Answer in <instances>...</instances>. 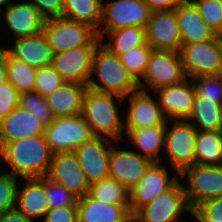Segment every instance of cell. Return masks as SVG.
<instances>
[{"label": "cell", "instance_id": "25", "mask_svg": "<svg viewBox=\"0 0 222 222\" xmlns=\"http://www.w3.org/2000/svg\"><path fill=\"white\" fill-rule=\"evenodd\" d=\"M78 222H129L133 216L125 205L107 204L89 194L78 198Z\"/></svg>", "mask_w": 222, "mask_h": 222}, {"label": "cell", "instance_id": "13", "mask_svg": "<svg viewBox=\"0 0 222 222\" xmlns=\"http://www.w3.org/2000/svg\"><path fill=\"white\" fill-rule=\"evenodd\" d=\"M98 46H80L54 55L51 66L65 82L88 85Z\"/></svg>", "mask_w": 222, "mask_h": 222}, {"label": "cell", "instance_id": "49", "mask_svg": "<svg viewBox=\"0 0 222 222\" xmlns=\"http://www.w3.org/2000/svg\"><path fill=\"white\" fill-rule=\"evenodd\" d=\"M10 3V0H0V6L5 5V7Z\"/></svg>", "mask_w": 222, "mask_h": 222}, {"label": "cell", "instance_id": "7", "mask_svg": "<svg viewBox=\"0 0 222 222\" xmlns=\"http://www.w3.org/2000/svg\"><path fill=\"white\" fill-rule=\"evenodd\" d=\"M179 180L167 191L157 195L153 201L139 209L134 215L135 222H175L186 211L191 214L184 187Z\"/></svg>", "mask_w": 222, "mask_h": 222}, {"label": "cell", "instance_id": "2", "mask_svg": "<svg viewBox=\"0 0 222 222\" xmlns=\"http://www.w3.org/2000/svg\"><path fill=\"white\" fill-rule=\"evenodd\" d=\"M122 102L125 98L116 94L97 92L87 89L82 115L91 126L96 137L103 134L118 141L122 138L124 124L119 117L118 106L114 99Z\"/></svg>", "mask_w": 222, "mask_h": 222}, {"label": "cell", "instance_id": "16", "mask_svg": "<svg viewBox=\"0 0 222 222\" xmlns=\"http://www.w3.org/2000/svg\"><path fill=\"white\" fill-rule=\"evenodd\" d=\"M130 107L124 122V131L128 135L133 130L153 126H166L158 101L147 91L138 89L129 94Z\"/></svg>", "mask_w": 222, "mask_h": 222}, {"label": "cell", "instance_id": "38", "mask_svg": "<svg viewBox=\"0 0 222 222\" xmlns=\"http://www.w3.org/2000/svg\"><path fill=\"white\" fill-rule=\"evenodd\" d=\"M45 196L49 209L60 207H77L78 197L66 187L45 176Z\"/></svg>", "mask_w": 222, "mask_h": 222}, {"label": "cell", "instance_id": "42", "mask_svg": "<svg viewBox=\"0 0 222 222\" xmlns=\"http://www.w3.org/2000/svg\"><path fill=\"white\" fill-rule=\"evenodd\" d=\"M19 95L9 82L0 84V122L19 106Z\"/></svg>", "mask_w": 222, "mask_h": 222}, {"label": "cell", "instance_id": "30", "mask_svg": "<svg viewBox=\"0 0 222 222\" xmlns=\"http://www.w3.org/2000/svg\"><path fill=\"white\" fill-rule=\"evenodd\" d=\"M106 34L111 39L110 43H101V45L118 57L146 44V28L139 26L121 28Z\"/></svg>", "mask_w": 222, "mask_h": 222}, {"label": "cell", "instance_id": "9", "mask_svg": "<svg viewBox=\"0 0 222 222\" xmlns=\"http://www.w3.org/2000/svg\"><path fill=\"white\" fill-rule=\"evenodd\" d=\"M186 78L179 52L153 50L143 77L144 82H139L138 87L146 91L145 87L148 85L155 91L161 87L181 83Z\"/></svg>", "mask_w": 222, "mask_h": 222}, {"label": "cell", "instance_id": "27", "mask_svg": "<svg viewBox=\"0 0 222 222\" xmlns=\"http://www.w3.org/2000/svg\"><path fill=\"white\" fill-rule=\"evenodd\" d=\"M196 165H222V132L198 130L195 142Z\"/></svg>", "mask_w": 222, "mask_h": 222}, {"label": "cell", "instance_id": "41", "mask_svg": "<svg viewBox=\"0 0 222 222\" xmlns=\"http://www.w3.org/2000/svg\"><path fill=\"white\" fill-rule=\"evenodd\" d=\"M191 214L199 222H222V197L200 203Z\"/></svg>", "mask_w": 222, "mask_h": 222}, {"label": "cell", "instance_id": "29", "mask_svg": "<svg viewBox=\"0 0 222 222\" xmlns=\"http://www.w3.org/2000/svg\"><path fill=\"white\" fill-rule=\"evenodd\" d=\"M166 126L146 127L131 131L127 137L129 140L145 153L143 157L152 162H161L160 149L164 146Z\"/></svg>", "mask_w": 222, "mask_h": 222}, {"label": "cell", "instance_id": "21", "mask_svg": "<svg viewBox=\"0 0 222 222\" xmlns=\"http://www.w3.org/2000/svg\"><path fill=\"white\" fill-rule=\"evenodd\" d=\"M11 49L4 48L13 58L35 68L50 66L54 53L41 31L38 34L14 39Z\"/></svg>", "mask_w": 222, "mask_h": 222}, {"label": "cell", "instance_id": "32", "mask_svg": "<svg viewBox=\"0 0 222 222\" xmlns=\"http://www.w3.org/2000/svg\"><path fill=\"white\" fill-rule=\"evenodd\" d=\"M8 82L21 94L34 91L37 68L13 58L5 50Z\"/></svg>", "mask_w": 222, "mask_h": 222}, {"label": "cell", "instance_id": "47", "mask_svg": "<svg viewBox=\"0 0 222 222\" xmlns=\"http://www.w3.org/2000/svg\"><path fill=\"white\" fill-rule=\"evenodd\" d=\"M7 67L5 62V49L0 50V84L7 83Z\"/></svg>", "mask_w": 222, "mask_h": 222}, {"label": "cell", "instance_id": "35", "mask_svg": "<svg viewBox=\"0 0 222 222\" xmlns=\"http://www.w3.org/2000/svg\"><path fill=\"white\" fill-rule=\"evenodd\" d=\"M152 51L146 43L120 56L123 66L137 83L144 77Z\"/></svg>", "mask_w": 222, "mask_h": 222}, {"label": "cell", "instance_id": "8", "mask_svg": "<svg viewBox=\"0 0 222 222\" xmlns=\"http://www.w3.org/2000/svg\"><path fill=\"white\" fill-rule=\"evenodd\" d=\"M152 11L143 0H114L102 7L104 29H98V35L103 41V33L130 26L146 28Z\"/></svg>", "mask_w": 222, "mask_h": 222}, {"label": "cell", "instance_id": "15", "mask_svg": "<svg viewBox=\"0 0 222 222\" xmlns=\"http://www.w3.org/2000/svg\"><path fill=\"white\" fill-rule=\"evenodd\" d=\"M146 43L153 50L180 52L181 35L175 9L151 13L146 27Z\"/></svg>", "mask_w": 222, "mask_h": 222}, {"label": "cell", "instance_id": "18", "mask_svg": "<svg viewBox=\"0 0 222 222\" xmlns=\"http://www.w3.org/2000/svg\"><path fill=\"white\" fill-rule=\"evenodd\" d=\"M104 141L110 143L107 137H94L81 144L74 152L78 161L92 184L109 177L110 152L112 147H106Z\"/></svg>", "mask_w": 222, "mask_h": 222}, {"label": "cell", "instance_id": "44", "mask_svg": "<svg viewBox=\"0 0 222 222\" xmlns=\"http://www.w3.org/2000/svg\"><path fill=\"white\" fill-rule=\"evenodd\" d=\"M44 222H78L77 207H60L49 209Z\"/></svg>", "mask_w": 222, "mask_h": 222}, {"label": "cell", "instance_id": "20", "mask_svg": "<svg viewBox=\"0 0 222 222\" xmlns=\"http://www.w3.org/2000/svg\"><path fill=\"white\" fill-rule=\"evenodd\" d=\"M175 11L181 35V46L209 41L217 36L202 19L192 1L183 0Z\"/></svg>", "mask_w": 222, "mask_h": 222}, {"label": "cell", "instance_id": "11", "mask_svg": "<svg viewBox=\"0 0 222 222\" xmlns=\"http://www.w3.org/2000/svg\"><path fill=\"white\" fill-rule=\"evenodd\" d=\"M179 176L188 178L184 193L192 210L206 200L222 197V165L193 164Z\"/></svg>", "mask_w": 222, "mask_h": 222}, {"label": "cell", "instance_id": "23", "mask_svg": "<svg viewBox=\"0 0 222 222\" xmlns=\"http://www.w3.org/2000/svg\"><path fill=\"white\" fill-rule=\"evenodd\" d=\"M88 85L77 82H65L46 99L55 118L82 114Z\"/></svg>", "mask_w": 222, "mask_h": 222}, {"label": "cell", "instance_id": "46", "mask_svg": "<svg viewBox=\"0 0 222 222\" xmlns=\"http://www.w3.org/2000/svg\"><path fill=\"white\" fill-rule=\"evenodd\" d=\"M0 222H32L21 212L16 209L2 213L0 215Z\"/></svg>", "mask_w": 222, "mask_h": 222}, {"label": "cell", "instance_id": "43", "mask_svg": "<svg viewBox=\"0 0 222 222\" xmlns=\"http://www.w3.org/2000/svg\"><path fill=\"white\" fill-rule=\"evenodd\" d=\"M64 0H32L30 1L45 19L62 17Z\"/></svg>", "mask_w": 222, "mask_h": 222}, {"label": "cell", "instance_id": "3", "mask_svg": "<svg viewBox=\"0 0 222 222\" xmlns=\"http://www.w3.org/2000/svg\"><path fill=\"white\" fill-rule=\"evenodd\" d=\"M93 72L102 84L91 78L88 88L94 91L116 94L126 98L130 93L139 89L138 83L125 69L120 57L110 53L101 44L97 47L93 57L92 75Z\"/></svg>", "mask_w": 222, "mask_h": 222}, {"label": "cell", "instance_id": "39", "mask_svg": "<svg viewBox=\"0 0 222 222\" xmlns=\"http://www.w3.org/2000/svg\"><path fill=\"white\" fill-rule=\"evenodd\" d=\"M63 83H65L64 79L51 65L37 68L34 91L44 97H47Z\"/></svg>", "mask_w": 222, "mask_h": 222}, {"label": "cell", "instance_id": "17", "mask_svg": "<svg viewBox=\"0 0 222 222\" xmlns=\"http://www.w3.org/2000/svg\"><path fill=\"white\" fill-rule=\"evenodd\" d=\"M188 81L186 78L181 83L161 87L154 91L159 93L158 105L166 120H188L191 115L196 92L193 82L190 80L189 84Z\"/></svg>", "mask_w": 222, "mask_h": 222}, {"label": "cell", "instance_id": "4", "mask_svg": "<svg viewBox=\"0 0 222 222\" xmlns=\"http://www.w3.org/2000/svg\"><path fill=\"white\" fill-rule=\"evenodd\" d=\"M43 33L54 55L80 46L101 44L94 27L65 17L45 20Z\"/></svg>", "mask_w": 222, "mask_h": 222}, {"label": "cell", "instance_id": "33", "mask_svg": "<svg viewBox=\"0 0 222 222\" xmlns=\"http://www.w3.org/2000/svg\"><path fill=\"white\" fill-rule=\"evenodd\" d=\"M221 105L209 100H201V97L195 96L192 113L188 120L194 119L198 125L192 123L197 130H219V112Z\"/></svg>", "mask_w": 222, "mask_h": 222}, {"label": "cell", "instance_id": "10", "mask_svg": "<svg viewBox=\"0 0 222 222\" xmlns=\"http://www.w3.org/2000/svg\"><path fill=\"white\" fill-rule=\"evenodd\" d=\"M166 121L164 146L170 158V164L180 175L195 163V142L197 128L187 120H174L171 129ZM169 129V130H168Z\"/></svg>", "mask_w": 222, "mask_h": 222}, {"label": "cell", "instance_id": "28", "mask_svg": "<svg viewBox=\"0 0 222 222\" xmlns=\"http://www.w3.org/2000/svg\"><path fill=\"white\" fill-rule=\"evenodd\" d=\"M103 0H64L62 17L94 27L102 20Z\"/></svg>", "mask_w": 222, "mask_h": 222}, {"label": "cell", "instance_id": "6", "mask_svg": "<svg viewBox=\"0 0 222 222\" xmlns=\"http://www.w3.org/2000/svg\"><path fill=\"white\" fill-rule=\"evenodd\" d=\"M180 56L186 77H199L222 73V36L214 39L182 45Z\"/></svg>", "mask_w": 222, "mask_h": 222}, {"label": "cell", "instance_id": "5", "mask_svg": "<svg viewBox=\"0 0 222 222\" xmlns=\"http://www.w3.org/2000/svg\"><path fill=\"white\" fill-rule=\"evenodd\" d=\"M44 138L52 153L75 151L95 137L83 115L55 118L44 129Z\"/></svg>", "mask_w": 222, "mask_h": 222}, {"label": "cell", "instance_id": "45", "mask_svg": "<svg viewBox=\"0 0 222 222\" xmlns=\"http://www.w3.org/2000/svg\"><path fill=\"white\" fill-rule=\"evenodd\" d=\"M152 12L174 10L183 0H143Z\"/></svg>", "mask_w": 222, "mask_h": 222}, {"label": "cell", "instance_id": "40", "mask_svg": "<svg viewBox=\"0 0 222 222\" xmlns=\"http://www.w3.org/2000/svg\"><path fill=\"white\" fill-rule=\"evenodd\" d=\"M17 177L9 172L0 173V215L16 207Z\"/></svg>", "mask_w": 222, "mask_h": 222}, {"label": "cell", "instance_id": "19", "mask_svg": "<svg viewBox=\"0 0 222 222\" xmlns=\"http://www.w3.org/2000/svg\"><path fill=\"white\" fill-rule=\"evenodd\" d=\"M153 162L139 152L111 149L109 177L115 179L128 190L132 189L145 175Z\"/></svg>", "mask_w": 222, "mask_h": 222}, {"label": "cell", "instance_id": "31", "mask_svg": "<svg viewBox=\"0 0 222 222\" xmlns=\"http://www.w3.org/2000/svg\"><path fill=\"white\" fill-rule=\"evenodd\" d=\"M89 195L102 203L130 207L129 190L115 179L108 177L91 184Z\"/></svg>", "mask_w": 222, "mask_h": 222}, {"label": "cell", "instance_id": "24", "mask_svg": "<svg viewBox=\"0 0 222 222\" xmlns=\"http://www.w3.org/2000/svg\"><path fill=\"white\" fill-rule=\"evenodd\" d=\"M44 129L34 114L18 106L0 122V144L43 135Z\"/></svg>", "mask_w": 222, "mask_h": 222}, {"label": "cell", "instance_id": "37", "mask_svg": "<svg viewBox=\"0 0 222 222\" xmlns=\"http://www.w3.org/2000/svg\"><path fill=\"white\" fill-rule=\"evenodd\" d=\"M197 7L200 16L216 34L222 36V0H189Z\"/></svg>", "mask_w": 222, "mask_h": 222}, {"label": "cell", "instance_id": "34", "mask_svg": "<svg viewBox=\"0 0 222 222\" xmlns=\"http://www.w3.org/2000/svg\"><path fill=\"white\" fill-rule=\"evenodd\" d=\"M19 107L24 110H29L45 127L51 125L55 120V116L48 106L46 97L36 91L21 93L19 95Z\"/></svg>", "mask_w": 222, "mask_h": 222}, {"label": "cell", "instance_id": "1", "mask_svg": "<svg viewBox=\"0 0 222 222\" xmlns=\"http://www.w3.org/2000/svg\"><path fill=\"white\" fill-rule=\"evenodd\" d=\"M1 160L9 163L10 174L24 178H42L49 171L52 151L44 135H37L0 144Z\"/></svg>", "mask_w": 222, "mask_h": 222}, {"label": "cell", "instance_id": "22", "mask_svg": "<svg viewBox=\"0 0 222 222\" xmlns=\"http://www.w3.org/2000/svg\"><path fill=\"white\" fill-rule=\"evenodd\" d=\"M5 9V24L15 35L14 39L43 31L45 19L30 1L17 4L11 2Z\"/></svg>", "mask_w": 222, "mask_h": 222}, {"label": "cell", "instance_id": "36", "mask_svg": "<svg viewBox=\"0 0 222 222\" xmlns=\"http://www.w3.org/2000/svg\"><path fill=\"white\" fill-rule=\"evenodd\" d=\"M191 81L195 87L197 97H201V100H209L222 105V73L192 77Z\"/></svg>", "mask_w": 222, "mask_h": 222}, {"label": "cell", "instance_id": "14", "mask_svg": "<svg viewBox=\"0 0 222 222\" xmlns=\"http://www.w3.org/2000/svg\"><path fill=\"white\" fill-rule=\"evenodd\" d=\"M167 168L159 162H153L143 178L129 190V211L133 216L139 209L151 203L153 199L170 189L178 180L177 175L169 180Z\"/></svg>", "mask_w": 222, "mask_h": 222}, {"label": "cell", "instance_id": "12", "mask_svg": "<svg viewBox=\"0 0 222 222\" xmlns=\"http://www.w3.org/2000/svg\"><path fill=\"white\" fill-rule=\"evenodd\" d=\"M46 177L63 185L78 198L89 194L91 183L74 151L54 153Z\"/></svg>", "mask_w": 222, "mask_h": 222}, {"label": "cell", "instance_id": "26", "mask_svg": "<svg viewBox=\"0 0 222 222\" xmlns=\"http://www.w3.org/2000/svg\"><path fill=\"white\" fill-rule=\"evenodd\" d=\"M23 188L16 191V204L19 208L15 209L32 222L34 218L45 216L49 210L47 197L45 196V177L24 178Z\"/></svg>", "mask_w": 222, "mask_h": 222}, {"label": "cell", "instance_id": "48", "mask_svg": "<svg viewBox=\"0 0 222 222\" xmlns=\"http://www.w3.org/2000/svg\"><path fill=\"white\" fill-rule=\"evenodd\" d=\"M219 130L222 132V105L219 112Z\"/></svg>", "mask_w": 222, "mask_h": 222}]
</instances>
